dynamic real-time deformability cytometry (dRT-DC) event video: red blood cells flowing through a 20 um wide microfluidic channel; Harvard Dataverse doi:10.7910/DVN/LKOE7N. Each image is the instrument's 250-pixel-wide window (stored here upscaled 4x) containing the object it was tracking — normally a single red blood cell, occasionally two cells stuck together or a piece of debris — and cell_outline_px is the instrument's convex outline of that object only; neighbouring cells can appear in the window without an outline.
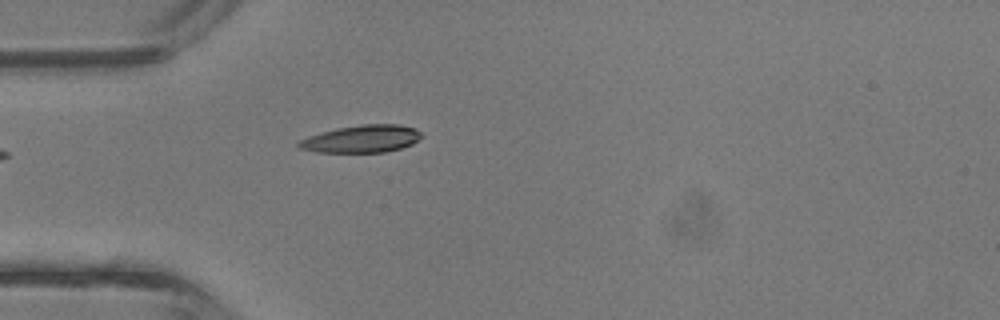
{"species": "common noctule bat (a hibernating species)", "species_latin": "Nyctalus noctula", "temperature_condition": "room temperature", "stored_images_in_passage": 29, "camera_frame_rate_fps": 3000, "um_per_image_px": 0.085, "animal": {"sex": "male", "body_mass_g": 13.3}, "frame": {"image": 1, "passage_image": 1, "time_ms": 0.0, "image_size_px": [1000, 320], "cell_outline_px": [[424, 136], [412, 144], [400, 148], [384, 152], [316, 152], [300, 148], [296, 144], [300, 140], [308, 136], [336, 128], [364, 124], [400, 124], [412, 128], [420, 132]], "centroid_in_image_um": [30.74, 11.8], "position_along_channel_um": 54.3, "area_um2": 19.54}}
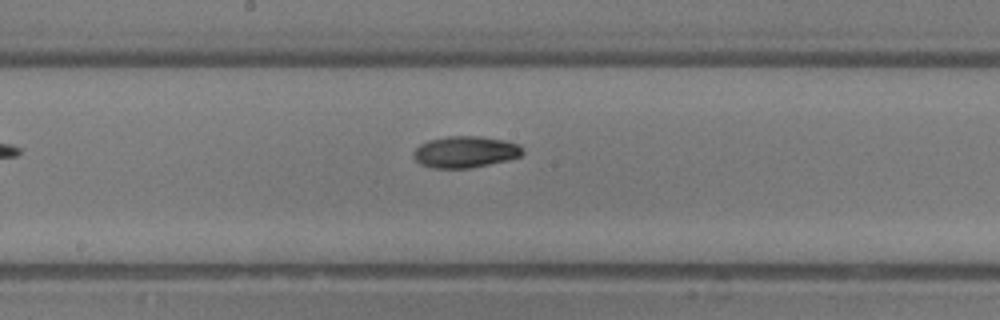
{"frame": {"image": 2, "passage_image": 11, "time_ms": 3.333, "image_size_px": [1000, 320], "cell_outline_px": [[524, 152], [520, 156], [508, 160], [472, 168], [432, 168], [420, 164], [412, 156], [412, 152], [420, 144], [428, 140], [448, 136], [480, 136], [504, 140], [520, 144], [524, 148]], "centroid_in_image_um": [39.55, 12.91], "position_along_channel_um": 208.6, "area_um2": 20.29}}
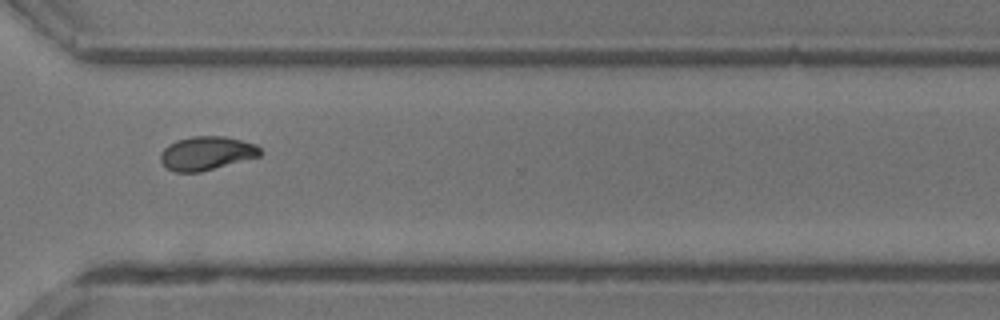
{"frame": {"image": 3, "passage_image": 20, "time_ms": 6.333, "image_size_px": [1000, 320], "cell_outline_px": [[260, 156], [200, 172], [176, 172], [168, 168], [160, 160], [160, 152], [168, 144], [176, 140], [192, 136], [224, 136], [256, 144], [260, 148]], "centroid_in_image_um": [17.53, 13.02], "position_along_channel_um": 353.1, "area_um2": 19.48}, "authors_computed_cell_mechanics": {"area_um2": 19.4786, "velocity_mm_per_s": 4.8241, "shape_relaxation_time_tau1_ms": 3.3866, "shape_relaxation_time_tau2_ms": 4.4253, "deformation_change_tau1": 0.1324, "deformation_change_tau2": 0.0937}}